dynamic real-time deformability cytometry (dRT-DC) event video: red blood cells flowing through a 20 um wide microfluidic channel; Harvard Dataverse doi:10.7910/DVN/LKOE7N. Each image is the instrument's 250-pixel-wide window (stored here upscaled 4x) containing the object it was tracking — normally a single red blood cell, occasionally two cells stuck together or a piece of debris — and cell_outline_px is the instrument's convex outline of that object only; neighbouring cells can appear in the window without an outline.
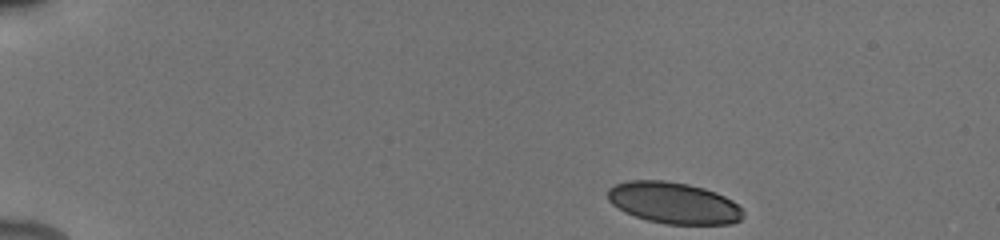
{"species": "human", "species_latin": "Homo sapiens", "temperature_condition": "cold", "stored_images_in_passage": 23, "camera_frame_rate_fps": 3000, "um_per_image_px": 0.085, "donor": {"sex": "male"}, "frame": {"image": 1, "passage_image": 1, "time_ms": 0.0, "image_size_px": [1000, 240], "cell_outline_px": [[744, 216], [740, 220], [732, 224], [664, 224], [648, 220], [624, 212], [612, 204], [608, 200], [608, 188], [616, 184], [628, 180], [664, 180], [688, 184], [704, 188], [716, 192], [732, 200], [744, 212]], "centroid_in_image_um": [57.26, 17.25], "position_along_channel_um": 27.7, "area_um2": 32.77}}
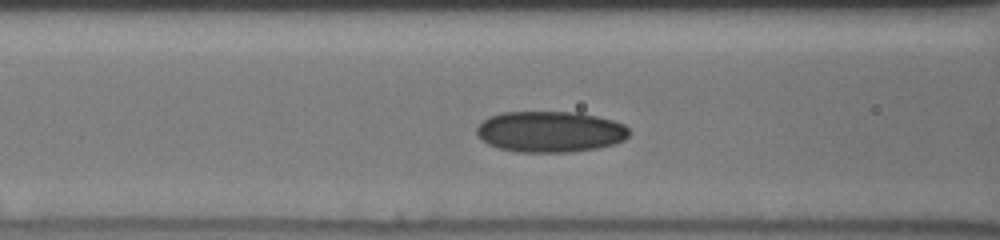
{"frame": {"image": 2, "passage_image": 13, "time_ms": 5.0, "image_size_px": [1000, 240], "cell_outline_px": [[628, 136], [624, 140], [616, 144], [596, 148], [572, 152], [516, 152], [500, 148], [488, 144], [476, 136], [476, 128], [488, 116], [500, 112], [580, 112], [612, 120], [624, 124], [628, 128]], "centroid_in_image_um": [46.74, 11.19], "position_along_channel_um": 119.9, "area_um2": 36.7}}
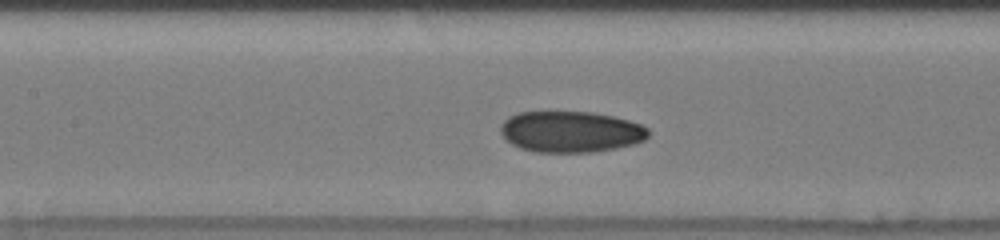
{"frame": {"image": 3, "passage_image": 18, "time_ms": 6.0, "image_size_px": [1000, 240], "cell_outline_px": [[648, 136], [644, 140], [632, 144], [616, 148], [592, 152], [536, 152], [520, 148], [512, 144], [500, 132], [500, 124], [508, 116], [520, 112], [592, 112], [612, 116], [628, 120], [640, 124], [648, 128]], "centroid_in_image_um": [48.49, 11.19], "position_along_channel_um": 158.9, "area_um2": 35.37}}